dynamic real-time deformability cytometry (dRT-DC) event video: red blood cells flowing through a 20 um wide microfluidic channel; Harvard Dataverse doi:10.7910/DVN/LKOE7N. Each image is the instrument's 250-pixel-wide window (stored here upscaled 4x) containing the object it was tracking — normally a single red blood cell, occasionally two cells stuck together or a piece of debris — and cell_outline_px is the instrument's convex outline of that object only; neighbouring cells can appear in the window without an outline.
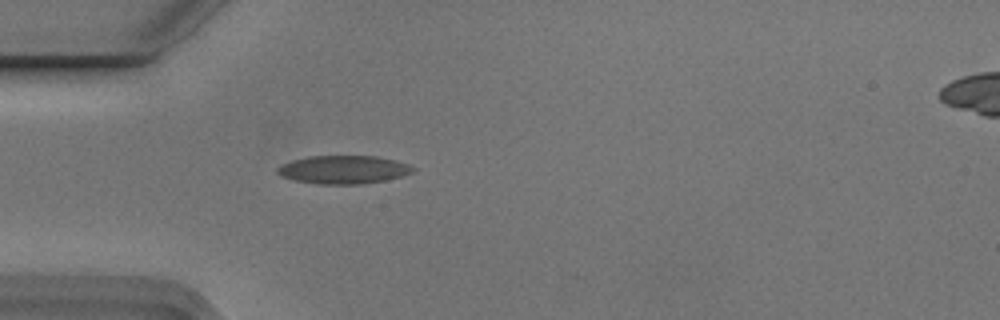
{"species": "Egyptian fruit bat (a non-hibernating species)", "species_latin": "Rousettus aegyptiacus", "temperature_condition": "cold", "stored_images_in_passage": 1, "camera_frame_rate_fps": 3000, "um_per_image_px": 0.085, "animal": {"sex": "male"}, "frame": {"image": 1, "passage_image": 1, "time_ms": 0.0, "image_size_px": [1000, 320], "cell_outline_px": [[416, 168], [412, 172], [400, 176], [384, 180], [360, 184], [316, 184], [296, 180], [284, 176], [276, 172], [276, 168], [292, 160], [308, 156], [376, 156], [396, 160], [408, 164]], "centroid_in_image_um": [29.21, 14.41], "position_along_channel_um": 55.8, "area_um2": 22.08}}